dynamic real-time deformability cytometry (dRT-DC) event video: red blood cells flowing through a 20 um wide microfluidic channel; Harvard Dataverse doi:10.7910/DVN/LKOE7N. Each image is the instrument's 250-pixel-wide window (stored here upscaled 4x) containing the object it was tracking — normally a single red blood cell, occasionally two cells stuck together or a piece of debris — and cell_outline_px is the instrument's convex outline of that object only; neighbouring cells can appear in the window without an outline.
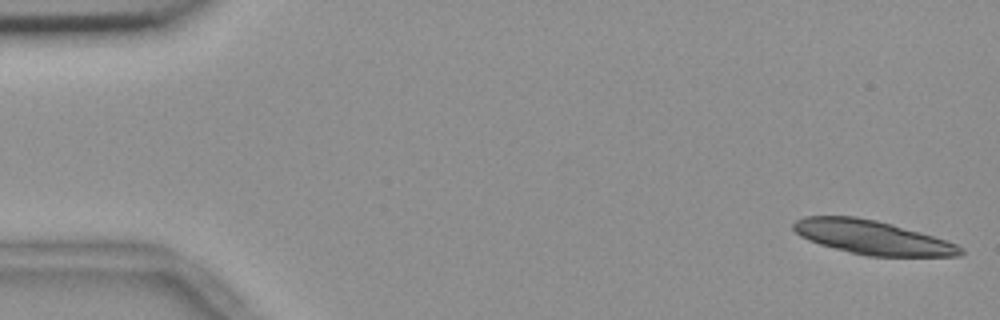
{"species": "common noctule bat (a hibernating species)", "species_latin": "Nyctalus noctula", "temperature_condition": "room temperature", "stored_images_in_passage": 55, "camera_frame_rate_fps": 3000, "um_per_image_px": 0.085, "animal": {"sex": "female", "body_mass_g": 18.4}, "frame": {"image": 1, "passage_image": 1, "time_ms": 0.0, "image_size_px": [1000, 320], "cell_outline_px": [[964, 252], [960, 256], [868, 256], [820, 244], [808, 240], [800, 236], [792, 228], [792, 224], [796, 220], [804, 216], [856, 216], [876, 220], [892, 224], [932, 236], [956, 244], [964, 248]], "centroid_in_image_um": [74.12, 20.17], "position_along_channel_um": 10.9, "area_um2": 32.71}}
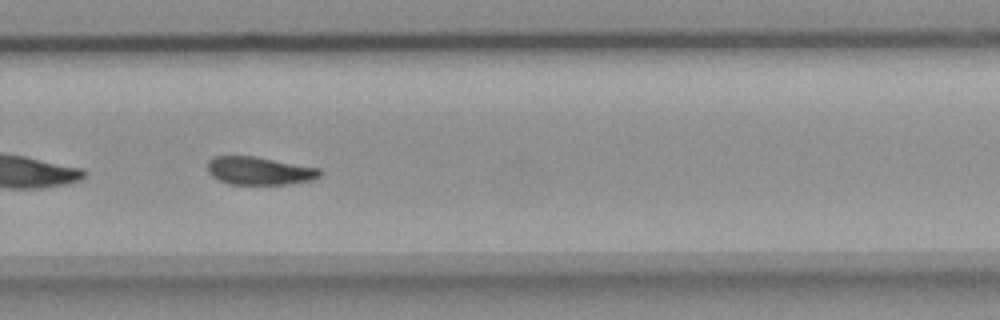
{"frame": {"image": 2, "passage_image": 37, "time_ms": 12.0, "image_size_px": [1000, 320], "cell_outline_px": [[320, 176], [312, 180], [288, 184], [228, 184], [212, 176], [208, 172], [208, 160], [212, 156], [256, 156], [320, 168]], "centroid_in_image_um": [22.03, 14.51], "position_along_channel_um": 307.8, "area_um2": 18.38}}
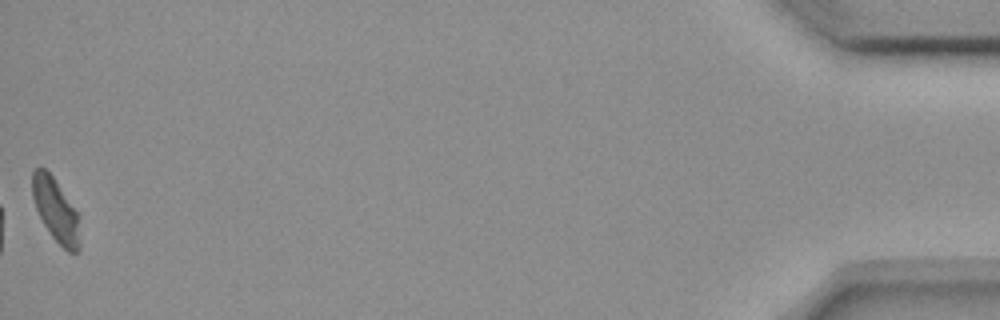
{"frame": {"image": 3, "passage_image": 55, "time_ms": 18.0, "image_size_px": [1000, 320], "cell_outline_px": [[80, 248], [76, 252], [68, 252], [52, 236], [44, 224], [36, 208], [32, 196], [32, 172], [36, 168], [44, 168], [52, 176], [80, 212]], "centroid_in_image_um": [4.79, 17.87], "position_along_channel_um": 430.4, "area_um2": 17.8}, "authors_computed_cell_mechanics": {"area_um2": 19.4208, "velocity_mm_per_s": 3.6481, "shape_relaxation_time_tau1_ms": 7.8301, "shape_relaxation_time_tau2_ms": null, "deformation_change_tau1": 0.1754, "deformation_change_tau2": null}}